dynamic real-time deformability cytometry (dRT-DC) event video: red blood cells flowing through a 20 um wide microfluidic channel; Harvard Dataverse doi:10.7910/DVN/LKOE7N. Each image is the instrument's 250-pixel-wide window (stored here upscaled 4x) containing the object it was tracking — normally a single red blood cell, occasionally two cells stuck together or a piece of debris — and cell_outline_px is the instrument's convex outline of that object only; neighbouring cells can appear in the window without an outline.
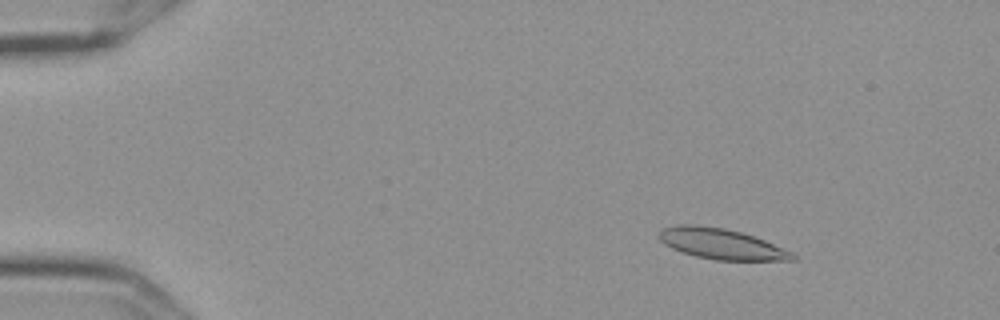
{"species": "Egyptian fruit bat (a non-hibernating species)", "species_latin": "Rousettus aegyptiacus", "temperature_condition": "cold", "stored_images_in_passage": 57, "camera_frame_rate_fps": 3000, "um_per_image_px": 0.085, "frame": {"image": 1, "passage_image": 8, "time_ms": 2.333, "image_size_px": [1000, 320], "cell_outline_px": [[796, 260], [716, 260], [696, 256], [672, 248], [664, 244], [660, 240], [660, 232], [664, 228], [680, 224], [696, 224], [724, 228], [740, 232], [764, 240], [792, 252], [796, 256]], "centroid_in_image_um": [61.31, 20.73], "position_along_channel_um": 23.7, "area_um2": 23.47}}
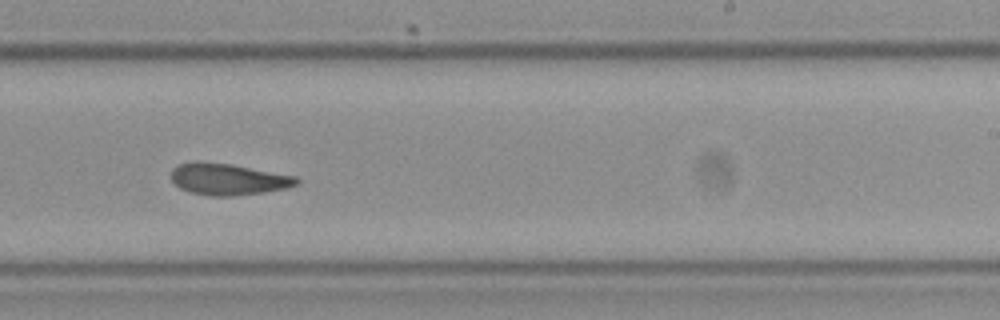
{"frame": {"image": 2, "passage_image": 36, "time_ms": 11.667, "image_size_px": [1000, 320], "cell_outline_px": [[300, 180], [296, 184], [284, 188], [264, 192], [232, 196], [208, 196], [188, 192], [180, 188], [172, 180], [172, 168], [180, 164], [196, 160], [228, 164], [296, 176]], "centroid_in_image_um": [19.34, 15.23], "position_along_channel_um": 269.7, "area_um2": 22.89}}
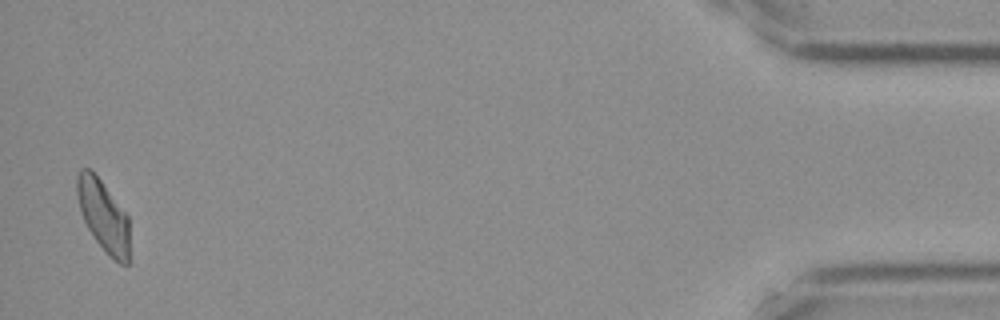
{"frame": {"image": 3, "passage_image": 56, "time_ms": 18.333, "image_size_px": [1000, 320], "cell_outline_px": [[128, 264], [120, 264], [96, 240], [88, 228], [84, 220], [80, 208], [76, 192], [76, 176], [80, 168], [88, 168], [100, 180], [128, 216]], "centroid_in_image_um": [8.76, 18.29], "position_along_channel_um": 426.4, "area_um2": 21.1}, "authors_computed_cell_mechanics": {"area_um2": 23.2934, "velocity_mm_per_s": 3.5779, "shape_relaxation_time_tau1_ms": 4.4662, "shape_relaxation_time_tau2_ms": 3.9605, "deformation_change_tau1": 0.14, "deformation_change_tau2": 0.1101}}